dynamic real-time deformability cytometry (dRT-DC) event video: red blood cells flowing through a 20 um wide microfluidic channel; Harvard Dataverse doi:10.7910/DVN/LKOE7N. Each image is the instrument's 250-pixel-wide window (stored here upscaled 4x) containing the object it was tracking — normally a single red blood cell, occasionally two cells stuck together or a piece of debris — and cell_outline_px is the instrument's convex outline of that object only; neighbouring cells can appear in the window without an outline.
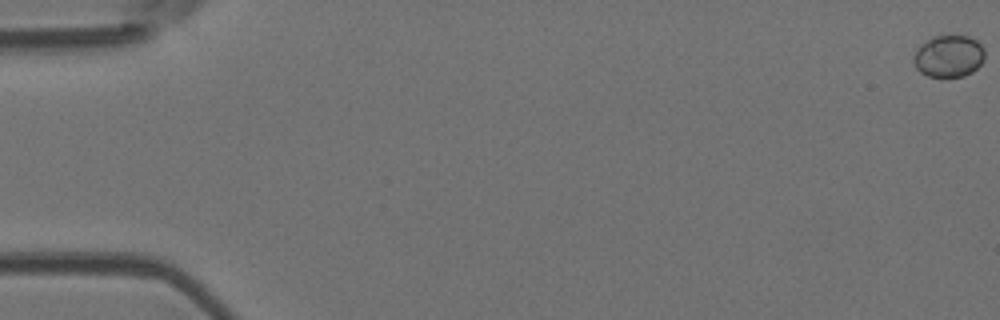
{"species": "Egyptian fruit bat (a non-hibernating species)", "species_latin": "Rousettus aegyptiacus", "temperature_condition": "room temperature", "stored_images_in_passage": 10, "camera_frame_rate_fps": 3000, "um_per_image_px": 0.085, "animal": {"sex": "female"}, "frame": {"image": 1, "passage_image": 1, "time_ms": 0.0, "image_size_px": [1000, 320], "cell_outline_px": [[984, 60], [972, 72], [964, 76], [928, 76], [920, 72], [916, 68], [912, 60], [912, 56], [916, 48], [920, 44], [932, 36], [968, 36], [976, 40], [984, 48]], "centroid_in_image_um": [80.61, 4.76], "position_along_channel_um": 4.4, "area_um2": 17.51}}
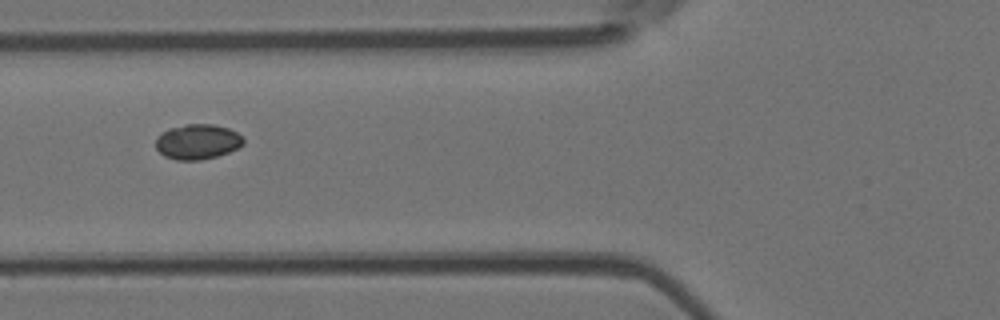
{"frame": {"image": 2, "passage_image": 7, "time_ms": 7.0, "image_size_px": [1000, 320], "cell_outline_px": [[244, 144], [228, 152], [216, 156], [200, 160], [176, 160], [164, 156], [156, 148], [156, 140], [160, 132], [168, 128], [184, 124], [212, 124], [228, 128], [244, 136]], "centroid_in_image_um": [16.78, 12.03], "position_along_channel_um": 109.0, "area_um2": 18.03}}
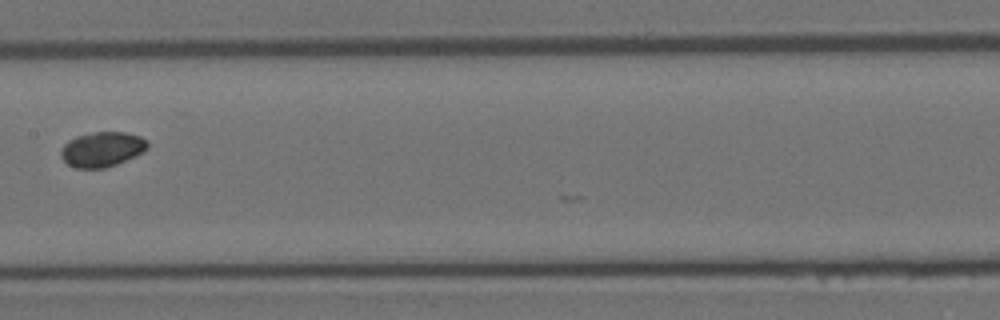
{"frame": {"image": 3, "passage_image": 9, "time_ms": 9.333, "image_size_px": [1000, 320], "cell_outline_px": [[148, 148], [116, 164], [104, 168], [76, 168], [68, 164], [60, 156], [60, 148], [68, 140], [76, 136], [96, 132], [124, 132], [140, 136], [148, 140]], "centroid_in_image_um": [8.64, 12.68], "position_along_channel_um": 198.8, "area_um2": 17.46}}